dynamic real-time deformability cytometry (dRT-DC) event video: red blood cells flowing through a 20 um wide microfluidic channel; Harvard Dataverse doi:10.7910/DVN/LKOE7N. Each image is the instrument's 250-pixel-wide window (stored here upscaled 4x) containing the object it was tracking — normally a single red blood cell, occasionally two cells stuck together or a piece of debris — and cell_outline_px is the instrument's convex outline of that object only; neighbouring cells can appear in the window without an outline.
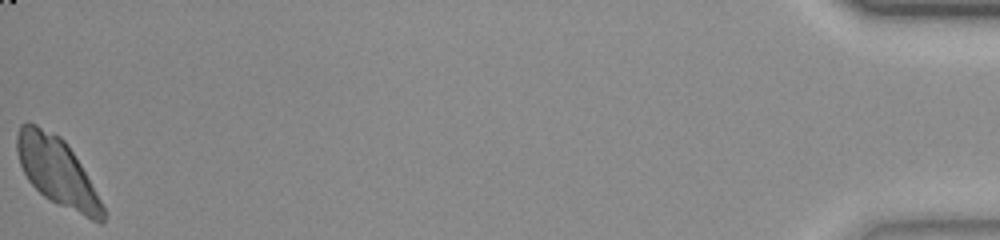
{"species": "common noctule bat (a hibernating species)", "species_latin": "Nyctalus noctula", "temperature_condition": "room temperature", "stored_images_in_passage": 37, "camera_frame_rate_fps": 3000, "um_per_image_px": 0.085, "animal": {"sex": "female", "body_mass_g": 23.0, "forearm_length_mm": 53.4}, "frame": {"image": 1, "passage_image": 37, "time_ms": 12.0, "image_size_px": [1000, 240], "cell_outline_px": [[104, 224], [100, 224], [44, 196], [28, 180], [20, 164], [16, 152], [16, 136], [20, 124], [28, 120], [60, 136], [64, 140], [80, 164], [100, 200], [104, 208]], "centroid_in_image_um": [4.81, 14.54], "position_along_channel_um": 430.4, "area_um2": 33.52}}